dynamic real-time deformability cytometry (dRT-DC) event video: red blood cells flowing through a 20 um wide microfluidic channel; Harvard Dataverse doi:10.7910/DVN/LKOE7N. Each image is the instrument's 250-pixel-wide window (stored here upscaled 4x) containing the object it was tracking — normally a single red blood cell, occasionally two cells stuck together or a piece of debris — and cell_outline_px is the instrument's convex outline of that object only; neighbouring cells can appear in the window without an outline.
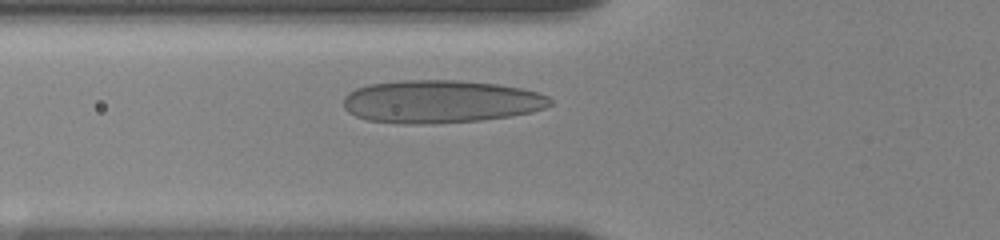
{"species": "human", "species_latin": "Homo sapiens", "temperature_condition": "room temperature", "stored_images_in_passage": 34, "camera_frame_rate_fps": 3000, "um_per_image_px": 0.085, "donor": {"sex": "female"}, "frame": {"image": 1, "passage_image": 10, "time_ms": 3.333, "image_size_px": [1000, 240], "cell_outline_px": [[552, 104], [544, 108], [532, 112], [508, 116], [480, 120], [432, 124], [404, 124], [368, 120], [356, 116], [348, 112], [344, 108], [344, 96], [348, 92], [356, 88], [368, 84], [404, 80], [460, 80], [496, 84], [520, 88], [536, 92], [548, 96], [552, 100]], "centroid_in_image_um": [37.43, 8.63], "position_along_channel_um": 88.4, "area_um2": 51.73}}
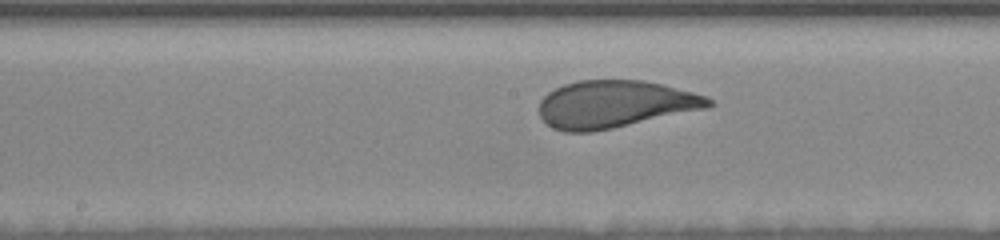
{"frame": {"image": 2, "passage_image": 19, "time_ms": 6.333, "image_size_px": [1000, 240], "cell_outline_px": [[716, 104], [708, 108], [612, 128], [592, 132], [564, 132], [552, 128], [540, 116], [540, 100], [548, 92], [564, 84], [576, 80], [644, 80], [708, 96]], "centroid_in_image_um": [52.26, 8.85], "position_along_channel_um": 195.9, "area_um2": 46.7}}
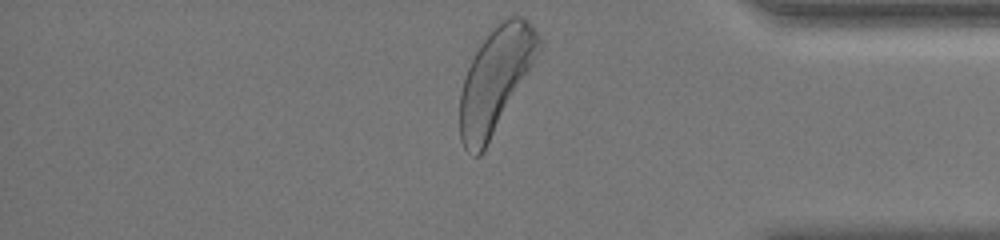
{"frame": {"image": 3, "passage_image": 34, "time_ms": 12.333, "image_size_px": [1000, 240], "cell_outline_px": [[544, 44], [484, 152], [480, 156], [476, 156], [468, 152], [464, 148], [460, 140], [460, 92], [468, 68], [480, 44], [496, 24], [504, 16], [520, 16], [528, 20], [544, 40]], "centroid_in_image_um": [42.14, 6.77], "position_along_channel_um": 393.1, "area_um2": 47.92}, "authors_computed_cell_mechanics": {"area_um2": 47.5405, "velocity_mm_per_s": 3.5678, "shape_relaxation_time_tau1_ms": 3.0801, "shape_relaxation_time_tau2_ms": null, "deformation_change_tau1": 0.1351, "deformation_change_tau2": null}}